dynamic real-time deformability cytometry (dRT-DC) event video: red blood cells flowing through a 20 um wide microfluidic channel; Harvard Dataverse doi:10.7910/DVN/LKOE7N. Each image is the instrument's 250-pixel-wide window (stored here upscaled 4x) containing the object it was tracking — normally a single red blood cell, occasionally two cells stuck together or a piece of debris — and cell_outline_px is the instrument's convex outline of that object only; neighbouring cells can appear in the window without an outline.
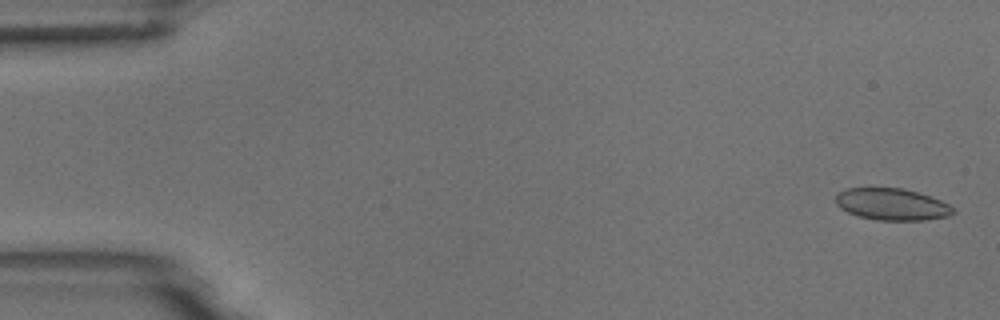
{"species": "common noctule bat (a hibernating species)", "species_latin": "Nyctalus noctula", "temperature_condition": "room temperature", "stored_images_in_passage": 5, "camera_frame_rate_fps": 3000, "um_per_image_px": 0.085, "animal": {"sex": "male", "body_mass_g": 18.8}, "frame": {"image": 1, "passage_image": 1, "time_ms": 0.0, "image_size_px": [1000, 320], "cell_outline_px": [[956, 212], [948, 216], [924, 220], [876, 220], [860, 216], [848, 212], [840, 208], [836, 204], [836, 192], [844, 188], [904, 188], [940, 200], [956, 208]], "centroid_in_image_um": [75.8, 17.36], "position_along_channel_um": 9.2, "area_um2": 21.79}}
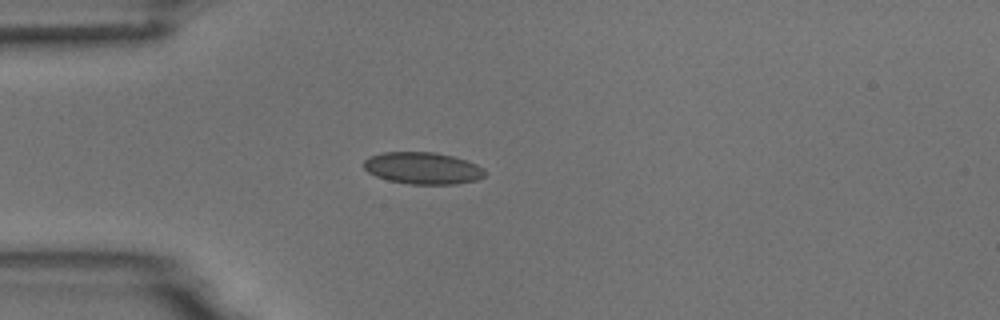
{"frame": {"image": 2, "passage_image": 4, "time_ms": 4.333, "image_size_px": [1000, 320], "cell_outline_px": [[484, 176], [476, 180], [456, 184], [408, 184], [388, 180], [376, 176], [368, 172], [364, 168], [364, 160], [368, 156], [384, 152], [432, 152], [452, 156], [476, 164], [484, 168]], "centroid_in_image_um": [35.9, 14.29], "position_along_channel_um": 49.1, "area_um2": 22.43}}